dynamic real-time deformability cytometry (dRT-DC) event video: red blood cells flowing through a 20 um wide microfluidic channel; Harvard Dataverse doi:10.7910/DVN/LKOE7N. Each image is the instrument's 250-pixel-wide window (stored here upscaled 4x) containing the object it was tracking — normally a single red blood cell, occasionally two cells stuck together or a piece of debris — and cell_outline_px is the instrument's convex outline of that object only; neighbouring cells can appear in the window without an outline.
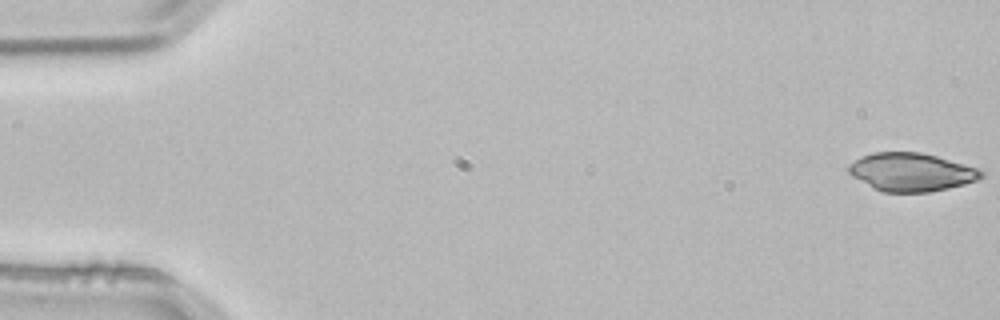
{"species": "common noctule bat (a hibernating species)", "species_latin": "Nyctalus noctula", "temperature_condition": "room temperature", "stored_images_in_passage": 5, "segment_of_instrument_passage": [1, 2], "camera_frame_rate_fps": 3000, "um_per_image_px": 0.085, "animal": {"sex": "male", "body_mass_g": 21.5, "forearm_length_mm": 52.0}, "frame": {"image": 1, "passage_image": 1, "time_ms": 0.0, "image_size_px": [1000, 320], "cell_outline_px": [[984, 176], [976, 180], [964, 184], [948, 188], [928, 192], [884, 192], [872, 188], [852, 176], [848, 172], [848, 164], [860, 156], [872, 152], [920, 152], [936, 156], [964, 164], [976, 168], [984, 172]], "centroid_in_image_um": [77.41, 14.62], "position_along_channel_um": 7.6, "area_um2": 29.54}}